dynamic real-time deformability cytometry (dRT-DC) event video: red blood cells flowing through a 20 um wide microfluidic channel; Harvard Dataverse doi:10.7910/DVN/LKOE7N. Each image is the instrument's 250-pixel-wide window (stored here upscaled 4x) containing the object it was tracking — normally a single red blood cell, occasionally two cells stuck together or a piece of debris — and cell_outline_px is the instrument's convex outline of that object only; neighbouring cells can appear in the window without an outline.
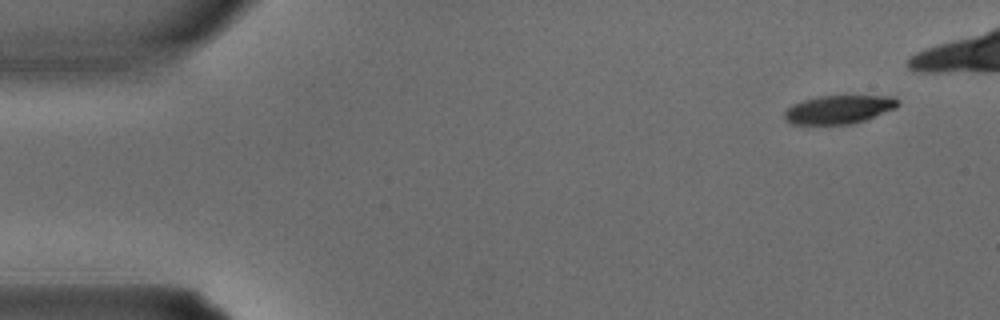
{"species": "common noctule bat (a hibernating species)", "species_latin": "Nyctalus noctula", "temperature_condition": "warm", "stored_images_in_passage": 5, "camera_frame_rate_fps": 3000, "um_per_image_px": 0.085, "animal": {"sex": "male", "body_mass_g": 15.6}, "frame": {"image": 1, "passage_image": 1, "time_ms": 0.0, "image_size_px": [1000, 320], "cell_outline_px": [[900, 104], [896, 108], [864, 120], [852, 124], [792, 124], [784, 120], [784, 112], [792, 104], [804, 100], [820, 96], [892, 96], [900, 100]], "centroid_in_image_um": [71.3, 9.3], "position_along_channel_um": 13.7, "area_um2": 18.79}}